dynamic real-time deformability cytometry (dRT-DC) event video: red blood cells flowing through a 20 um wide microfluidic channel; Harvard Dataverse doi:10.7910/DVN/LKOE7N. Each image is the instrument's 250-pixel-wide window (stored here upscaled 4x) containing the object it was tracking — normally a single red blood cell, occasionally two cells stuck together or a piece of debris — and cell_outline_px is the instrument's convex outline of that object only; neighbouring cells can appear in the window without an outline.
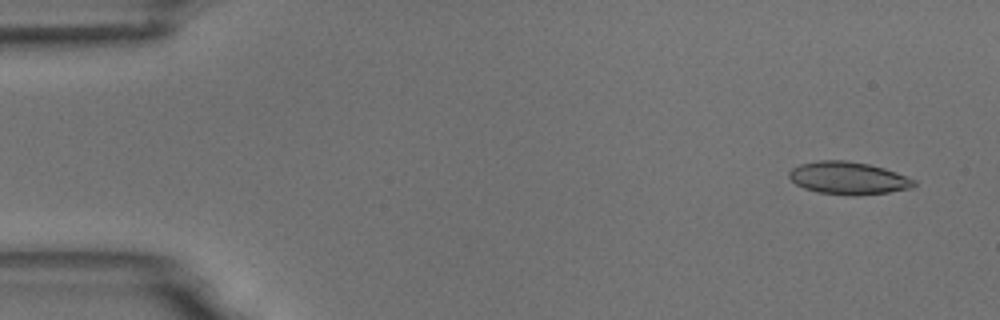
{"species": "common noctule bat (a hibernating species)", "species_latin": "Nyctalus noctula", "temperature_condition": "room temperature", "stored_images_in_passage": 5, "camera_frame_rate_fps": 3000, "um_per_image_px": 0.085, "animal": {"sex": "male", "body_mass_g": 18.8}, "frame": {"image": 1, "passage_image": 1, "time_ms": 0.0, "image_size_px": [1000, 320], "cell_outline_px": [[916, 184], [912, 188], [888, 192], [852, 196], [816, 192], [804, 188], [796, 184], [788, 176], [788, 172], [792, 168], [800, 164], [820, 160], [844, 160], [868, 164], [884, 168], [896, 172], [916, 180]], "centroid_in_image_um": [72.1, 15.14], "position_along_channel_um": 12.9, "area_um2": 23.76}}
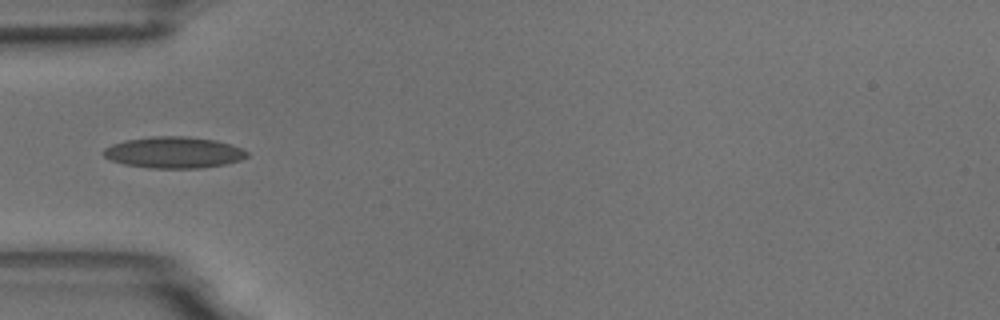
{"frame": {"image": 2, "passage_image": 5, "time_ms": 4.667, "image_size_px": [1000, 320], "cell_outline_px": [[248, 156], [240, 160], [224, 164], [200, 168], [152, 168], [124, 164], [112, 160], [104, 156], [104, 148], [112, 144], [124, 140], [152, 136], [184, 136], [216, 140], [232, 144], [248, 152]], "centroid_in_image_um": [14.78, 12.95], "position_along_channel_um": 70.2, "area_um2": 26.13}}